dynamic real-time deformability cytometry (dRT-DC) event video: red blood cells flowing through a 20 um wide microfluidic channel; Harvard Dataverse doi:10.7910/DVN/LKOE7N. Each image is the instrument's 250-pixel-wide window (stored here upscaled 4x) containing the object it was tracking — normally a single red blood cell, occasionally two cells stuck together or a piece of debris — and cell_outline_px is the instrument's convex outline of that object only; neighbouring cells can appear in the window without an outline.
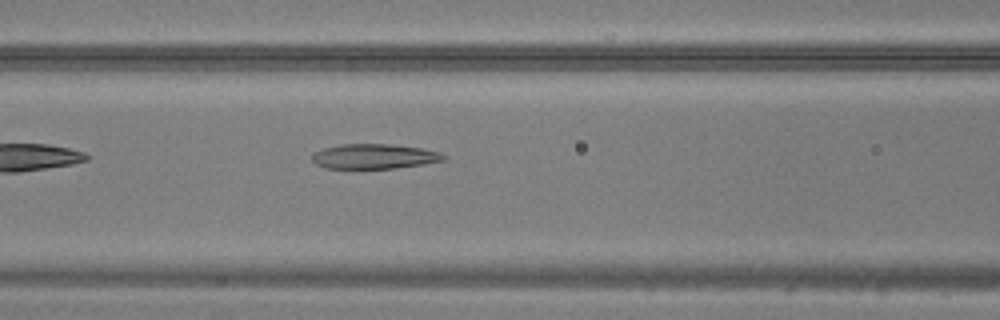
{"species": "common noctule bat (a hibernating species)", "species_latin": "Nyctalus noctula", "temperature_condition": "warm", "stored_images_in_passage": 33, "camera_frame_rate_fps": 3000, "um_per_image_px": 0.085, "animal": {"sex": "male", "body_mass_g": 20.5, "forearm_length_mm": 52.5}, "frame": {"image": 1, "passage_image": 7, "time_ms": 2.0, "image_size_px": [1000, 320], "cell_outline_px": [[448, 156], [444, 160], [424, 164], [396, 168], [324, 168], [316, 164], [312, 160], [312, 152], [324, 148], [340, 144], [388, 144], [420, 148], [440, 152]], "centroid_in_image_um": [31.8, 13.29], "position_along_channel_um": 134.8, "area_um2": 19.07}}
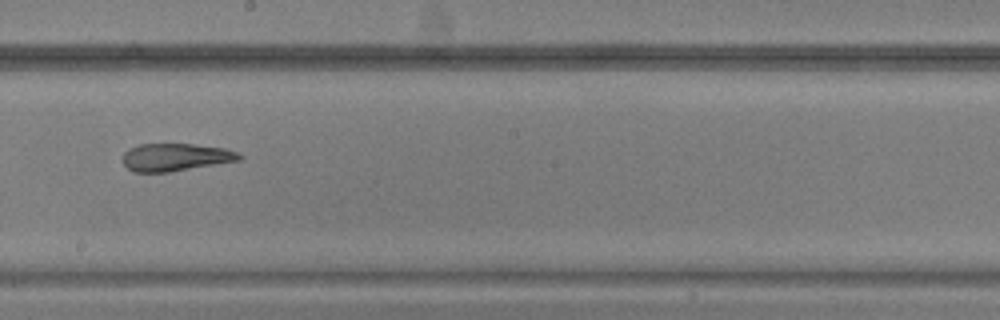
{"frame": {"image": 2, "passage_image": 14, "time_ms": 4.333, "image_size_px": [1000, 320], "cell_outline_px": [[244, 156], [240, 160], [168, 172], [132, 172], [124, 164], [124, 152], [128, 148], [140, 144], [192, 144], [224, 148], [236, 152]], "centroid_in_image_um": [14.9, 13.36], "position_along_channel_um": 233.3, "area_um2": 18.61}}
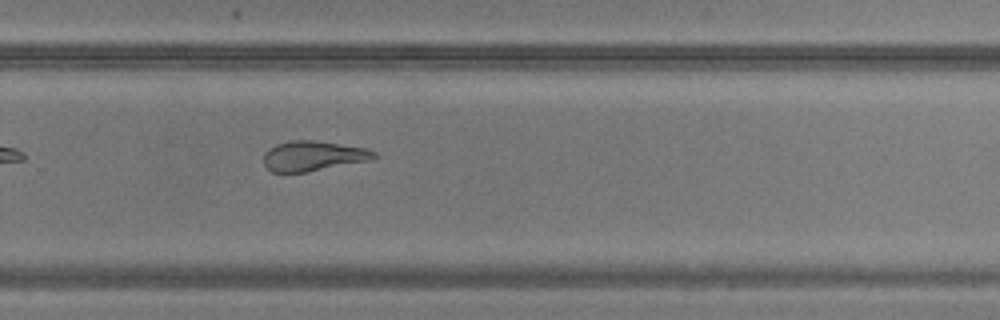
{"frame": {"image": 3, "passage_image": 19, "time_ms": 6.0, "image_size_px": [1000, 320], "cell_outline_px": [[380, 156], [372, 160], [304, 172], [272, 172], [264, 164], [264, 152], [268, 148], [276, 144], [292, 140], [312, 140], [364, 148], [376, 152]], "centroid_in_image_um": [26.62, 13.25], "position_along_channel_um": 303.2, "area_um2": 19.19}}